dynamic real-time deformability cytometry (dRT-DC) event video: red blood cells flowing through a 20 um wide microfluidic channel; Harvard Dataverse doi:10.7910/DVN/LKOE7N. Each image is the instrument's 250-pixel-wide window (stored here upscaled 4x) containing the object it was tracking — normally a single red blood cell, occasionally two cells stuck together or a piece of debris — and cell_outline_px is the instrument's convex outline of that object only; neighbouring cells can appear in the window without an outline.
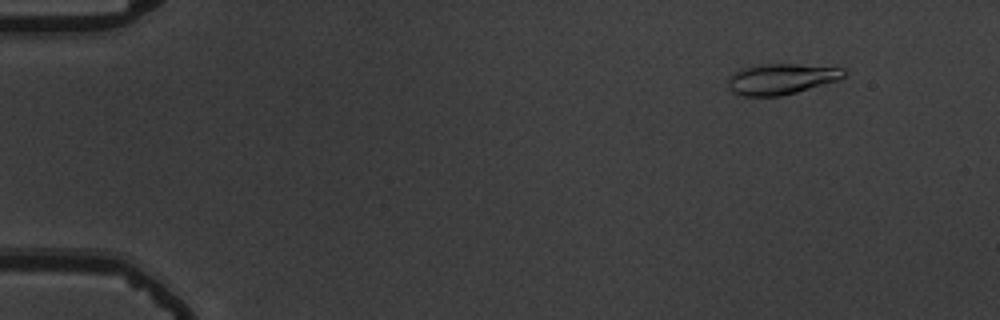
{"species": "common noctule bat (a hibernating species)", "species_latin": "Nyctalus noctula", "temperature_condition": "warm", "stored_images_in_passage": 17, "camera_frame_rate_fps": 3000, "um_per_image_px": 0.085, "animal": {"sex": "male", "body_mass_g": 19.5, "forearm_length_mm": 54.6}, "frame": {"image": 1, "passage_image": 6, "time_ms": 1.667, "image_size_px": [1000, 320], "cell_outline_px": [[848, 72], [844, 76], [836, 80], [796, 92], [780, 96], [744, 96], [732, 92], [728, 88], [728, 76], [744, 68], [760, 64], [796, 64], [844, 68]], "centroid_in_image_um": [66.38, 6.71], "position_along_channel_um": 18.6, "area_um2": 20.58}}